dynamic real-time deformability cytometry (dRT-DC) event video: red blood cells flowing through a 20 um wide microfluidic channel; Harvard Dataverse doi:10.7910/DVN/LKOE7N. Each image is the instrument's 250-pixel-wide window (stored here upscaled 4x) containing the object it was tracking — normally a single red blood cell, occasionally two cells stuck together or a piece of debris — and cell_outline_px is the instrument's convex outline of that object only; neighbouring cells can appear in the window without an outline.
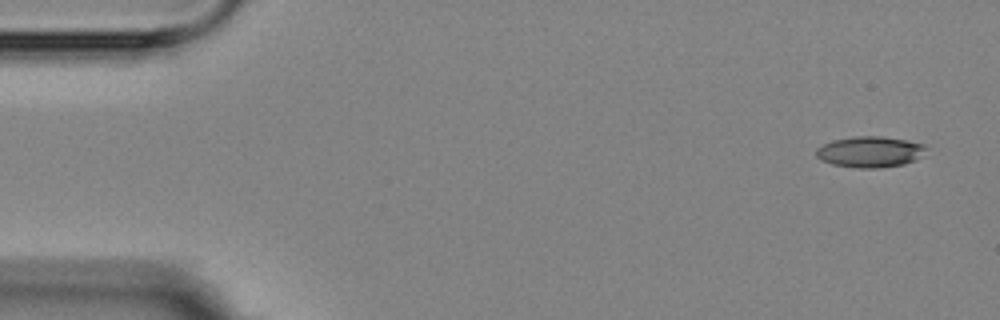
{"species": "Egyptian fruit bat (a non-hibernating species)", "species_latin": "Rousettus aegyptiacus", "temperature_condition": "room temperature", "stored_images_in_passage": 5, "camera_frame_rate_fps": 3000, "um_per_image_px": 0.085, "animal": {"sex": "female"}, "frame": {"image": 1, "passage_image": 1, "time_ms": 0.0, "image_size_px": [1000, 320], "cell_outline_px": [[928, 148], [912, 160], [904, 164], [880, 168], [860, 168], [832, 164], [816, 156], [816, 148], [832, 140], [852, 136], [880, 136], [908, 140], [924, 144]], "centroid_in_image_um": [73.93, 12.89], "position_along_channel_um": 11.1, "area_um2": 19.65}}
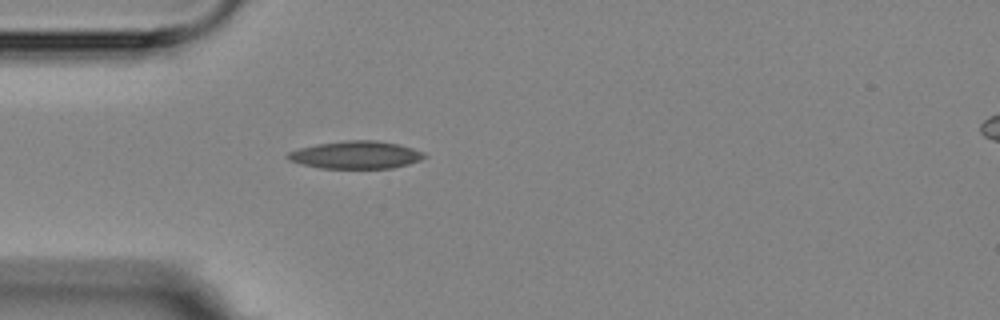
{"frame": {"image": 2, "passage_image": 5, "time_ms": 4.333, "image_size_px": [1000, 320], "cell_outline_px": [[428, 156], [420, 160], [408, 164], [392, 168], [320, 168], [304, 164], [292, 160], [284, 156], [288, 152], [300, 148], [316, 144], [348, 140], [376, 140], [400, 144], [424, 152]], "centroid_in_image_um": [30.29, 13.16], "position_along_channel_um": 54.7, "area_um2": 21.91}}